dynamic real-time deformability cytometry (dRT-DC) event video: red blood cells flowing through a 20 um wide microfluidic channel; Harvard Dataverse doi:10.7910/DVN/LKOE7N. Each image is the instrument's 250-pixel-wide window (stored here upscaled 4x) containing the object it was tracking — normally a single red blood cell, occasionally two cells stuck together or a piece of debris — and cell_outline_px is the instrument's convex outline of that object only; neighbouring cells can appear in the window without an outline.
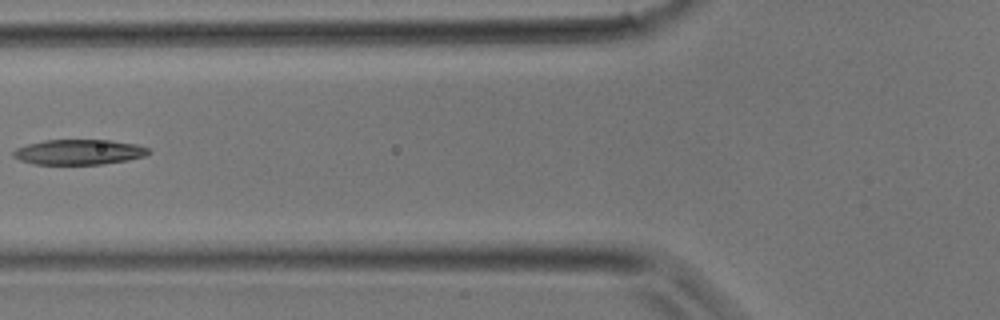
{"species": "common noctule bat (a hibernating species)", "species_latin": "Nyctalus noctula", "temperature_condition": "room temperature", "stored_images_in_passage": 31, "camera_frame_rate_fps": 3000, "um_per_image_px": 0.085, "animal": {"sex": "male", "body_mass_g": 17.9}, "frame": {"image": 1, "passage_image": 10, "time_ms": 3.0, "image_size_px": [1000, 320], "cell_outline_px": [[152, 152], [144, 156], [128, 160], [104, 164], [32, 164], [20, 160], [12, 156], [12, 152], [16, 148], [28, 144], [44, 140], [112, 140], [136, 144], [148, 148]], "centroid_in_image_um": [6.71, 12.92], "position_along_channel_um": 119.1, "area_um2": 19.94}}
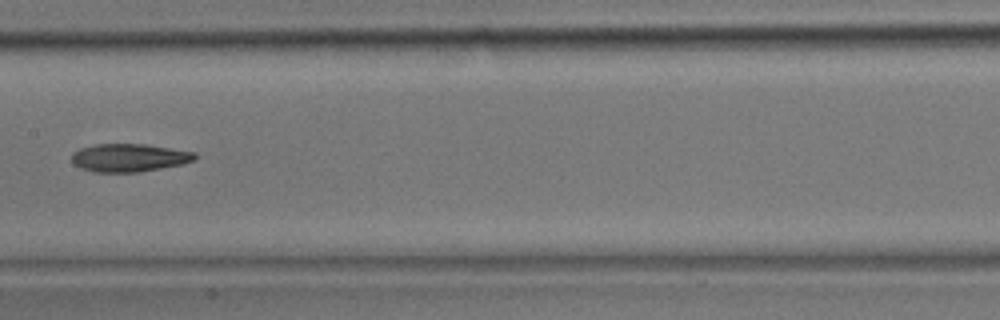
{"frame": {"image": 2, "passage_image": 14, "time_ms": 4.333, "image_size_px": [1000, 320], "cell_outline_px": [[196, 160], [184, 164], [140, 172], [92, 172], [80, 168], [72, 160], [72, 152], [80, 148], [96, 144], [144, 144], [196, 152]], "centroid_in_image_um": [11.0, 13.41], "position_along_channel_um": 196.4, "area_um2": 20.23}}
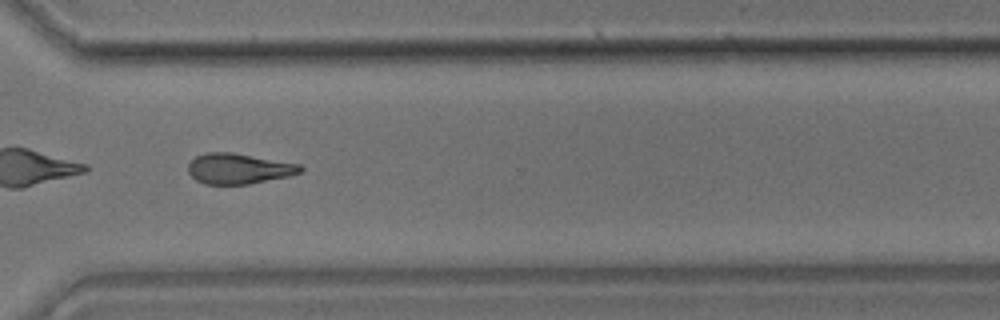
{"frame": {"image": 3, "passage_image": 22, "time_ms": 7.0, "image_size_px": [1000, 320], "cell_outline_px": [[304, 168], [300, 172], [288, 176], [248, 184], [204, 184], [196, 180], [188, 172], [188, 164], [196, 156], [208, 152], [232, 152], [300, 164]], "centroid_in_image_um": [20.27, 14.33], "position_along_channel_um": 350.3, "area_um2": 19.83}}